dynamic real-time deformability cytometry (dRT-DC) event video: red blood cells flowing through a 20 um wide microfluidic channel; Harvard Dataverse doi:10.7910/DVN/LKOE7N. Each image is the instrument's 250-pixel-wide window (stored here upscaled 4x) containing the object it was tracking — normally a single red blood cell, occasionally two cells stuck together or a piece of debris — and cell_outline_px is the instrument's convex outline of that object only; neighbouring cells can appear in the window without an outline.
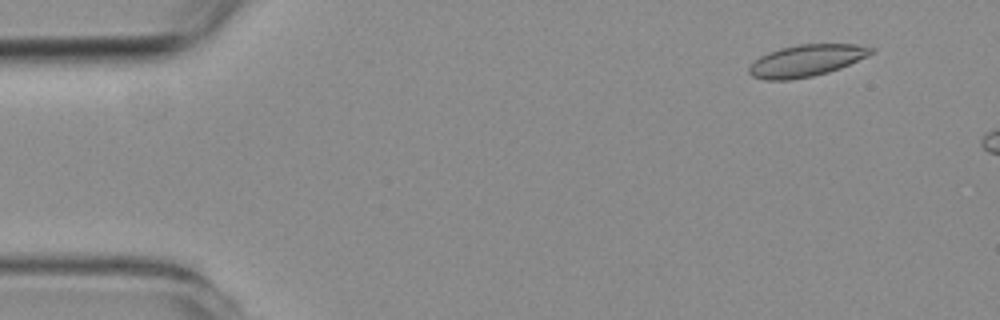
{"species": "common noctule bat (a hibernating species)", "species_latin": "Nyctalus noctula", "temperature_condition": "room temperature", "stored_images_in_passage": 10, "camera_frame_rate_fps": 3000, "um_per_image_px": 0.085, "animal": {"sex": "female", "body_mass_g": 19.3, "forearm_length_mm": 54.1}, "frame": {"image": 1, "passage_image": 5, "time_ms": 1.333, "image_size_px": [1000, 320], "cell_outline_px": [[872, 52], [840, 68], [828, 72], [812, 76], [792, 80], [764, 80], [752, 76], [748, 72], [748, 68], [760, 56], [768, 52], [780, 48], [800, 44], [856, 44], [872, 48]], "centroid_in_image_um": [68.46, 5.16], "position_along_channel_um": 16.5, "area_um2": 22.25}}